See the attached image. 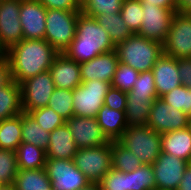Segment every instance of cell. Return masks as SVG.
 I'll use <instances>...</instances> for the list:
<instances>
[{
	"mask_svg": "<svg viewBox=\"0 0 191 190\" xmlns=\"http://www.w3.org/2000/svg\"><path fill=\"white\" fill-rule=\"evenodd\" d=\"M23 112L21 87L13 79L0 88V121L15 117Z\"/></svg>",
	"mask_w": 191,
	"mask_h": 190,
	"instance_id": "obj_24",
	"label": "cell"
},
{
	"mask_svg": "<svg viewBox=\"0 0 191 190\" xmlns=\"http://www.w3.org/2000/svg\"><path fill=\"white\" fill-rule=\"evenodd\" d=\"M77 150L73 135L65 123L51 132L46 159L73 160Z\"/></svg>",
	"mask_w": 191,
	"mask_h": 190,
	"instance_id": "obj_20",
	"label": "cell"
},
{
	"mask_svg": "<svg viewBox=\"0 0 191 190\" xmlns=\"http://www.w3.org/2000/svg\"><path fill=\"white\" fill-rule=\"evenodd\" d=\"M177 190H191V163L186 167Z\"/></svg>",
	"mask_w": 191,
	"mask_h": 190,
	"instance_id": "obj_45",
	"label": "cell"
},
{
	"mask_svg": "<svg viewBox=\"0 0 191 190\" xmlns=\"http://www.w3.org/2000/svg\"><path fill=\"white\" fill-rule=\"evenodd\" d=\"M126 101L127 93L111 86L105 96L104 105L114 110L125 111Z\"/></svg>",
	"mask_w": 191,
	"mask_h": 190,
	"instance_id": "obj_41",
	"label": "cell"
},
{
	"mask_svg": "<svg viewBox=\"0 0 191 190\" xmlns=\"http://www.w3.org/2000/svg\"><path fill=\"white\" fill-rule=\"evenodd\" d=\"M158 96L127 95L125 118L127 127L147 125L150 111Z\"/></svg>",
	"mask_w": 191,
	"mask_h": 190,
	"instance_id": "obj_23",
	"label": "cell"
},
{
	"mask_svg": "<svg viewBox=\"0 0 191 190\" xmlns=\"http://www.w3.org/2000/svg\"><path fill=\"white\" fill-rule=\"evenodd\" d=\"M21 143V114L0 121V149L16 151Z\"/></svg>",
	"mask_w": 191,
	"mask_h": 190,
	"instance_id": "obj_28",
	"label": "cell"
},
{
	"mask_svg": "<svg viewBox=\"0 0 191 190\" xmlns=\"http://www.w3.org/2000/svg\"><path fill=\"white\" fill-rule=\"evenodd\" d=\"M189 162L163 152L152 164L155 190H177Z\"/></svg>",
	"mask_w": 191,
	"mask_h": 190,
	"instance_id": "obj_14",
	"label": "cell"
},
{
	"mask_svg": "<svg viewBox=\"0 0 191 190\" xmlns=\"http://www.w3.org/2000/svg\"><path fill=\"white\" fill-rule=\"evenodd\" d=\"M127 190H155L152 165H142L132 172H126Z\"/></svg>",
	"mask_w": 191,
	"mask_h": 190,
	"instance_id": "obj_31",
	"label": "cell"
},
{
	"mask_svg": "<svg viewBox=\"0 0 191 190\" xmlns=\"http://www.w3.org/2000/svg\"><path fill=\"white\" fill-rule=\"evenodd\" d=\"M162 99L167 104L175 107L178 110L183 111L189 117H191V89L184 85H180L169 93L165 94Z\"/></svg>",
	"mask_w": 191,
	"mask_h": 190,
	"instance_id": "obj_38",
	"label": "cell"
},
{
	"mask_svg": "<svg viewBox=\"0 0 191 190\" xmlns=\"http://www.w3.org/2000/svg\"><path fill=\"white\" fill-rule=\"evenodd\" d=\"M18 170H38L45 168L46 151L29 143H21L17 150Z\"/></svg>",
	"mask_w": 191,
	"mask_h": 190,
	"instance_id": "obj_25",
	"label": "cell"
},
{
	"mask_svg": "<svg viewBox=\"0 0 191 190\" xmlns=\"http://www.w3.org/2000/svg\"><path fill=\"white\" fill-rule=\"evenodd\" d=\"M97 121L109 141H117L127 129L125 111L114 110L106 105L99 110Z\"/></svg>",
	"mask_w": 191,
	"mask_h": 190,
	"instance_id": "obj_22",
	"label": "cell"
},
{
	"mask_svg": "<svg viewBox=\"0 0 191 190\" xmlns=\"http://www.w3.org/2000/svg\"><path fill=\"white\" fill-rule=\"evenodd\" d=\"M78 149L92 148L110 141L98 124L97 118L72 116L66 120Z\"/></svg>",
	"mask_w": 191,
	"mask_h": 190,
	"instance_id": "obj_16",
	"label": "cell"
},
{
	"mask_svg": "<svg viewBox=\"0 0 191 190\" xmlns=\"http://www.w3.org/2000/svg\"><path fill=\"white\" fill-rule=\"evenodd\" d=\"M81 11L47 9L44 39L58 52L63 53L76 35L77 18Z\"/></svg>",
	"mask_w": 191,
	"mask_h": 190,
	"instance_id": "obj_5",
	"label": "cell"
},
{
	"mask_svg": "<svg viewBox=\"0 0 191 190\" xmlns=\"http://www.w3.org/2000/svg\"><path fill=\"white\" fill-rule=\"evenodd\" d=\"M0 190H16L15 184H0Z\"/></svg>",
	"mask_w": 191,
	"mask_h": 190,
	"instance_id": "obj_49",
	"label": "cell"
},
{
	"mask_svg": "<svg viewBox=\"0 0 191 190\" xmlns=\"http://www.w3.org/2000/svg\"><path fill=\"white\" fill-rule=\"evenodd\" d=\"M0 56H5V51L0 47Z\"/></svg>",
	"mask_w": 191,
	"mask_h": 190,
	"instance_id": "obj_50",
	"label": "cell"
},
{
	"mask_svg": "<svg viewBox=\"0 0 191 190\" xmlns=\"http://www.w3.org/2000/svg\"><path fill=\"white\" fill-rule=\"evenodd\" d=\"M20 4L21 0H0V47L5 52L23 39Z\"/></svg>",
	"mask_w": 191,
	"mask_h": 190,
	"instance_id": "obj_13",
	"label": "cell"
},
{
	"mask_svg": "<svg viewBox=\"0 0 191 190\" xmlns=\"http://www.w3.org/2000/svg\"><path fill=\"white\" fill-rule=\"evenodd\" d=\"M156 93L158 98H162L171 90L182 85L181 77L177 69V59L162 54L152 68Z\"/></svg>",
	"mask_w": 191,
	"mask_h": 190,
	"instance_id": "obj_18",
	"label": "cell"
},
{
	"mask_svg": "<svg viewBox=\"0 0 191 190\" xmlns=\"http://www.w3.org/2000/svg\"><path fill=\"white\" fill-rule=\"evenodd\" d=\"M127 95L135 96H157L154 76L152 71L140 72L134 87Z\"/></svg>",
	"mask_w": 191,
	"mask_h": 190,
	"instance_id": "obj_39",
	"label": "cell"
},
{
	"mask_svg": "<svg viewBox=\"0 0 191 190\" xmlns=\"http://www.w3.org/2000/svg\"><path fill=\"white\" fill-rule=\"evenodd\" d=\"M116 50L99 54L95 58L80 63V74L82 82L92 80H103L111 83L118 65Z\"/></svg>",
	"mask_w": 191,
	"mask_h": 190,
	"instance_id": "obj_17",
	"label": "cell"
},
{
	"mask_svg": "<svg viewBox=\"0 0 191 190\" xmlns=\"http://www.w3.org/2000/svg\"><path fill=\"white\" fill-rule=\"evenodd\" d=\"M22 143L47 150L51 132L42 129L29 113H21Z\"/></svg>",
	"mask_w": 191,
	"mask_h": 190,
	"instance_id": "obj_26",
	"label": "cell"
},
{
	"mask_svg": "<svg viewBox=\"0 0 191 190\" xmlns=\"http://www.w3.org/2000/svg\"><path fill=\"white\" fill-rule=\"evenodd\" d=\"M58 54L45 39H22L5 52V58L10 65L11 78L20 84L49 71Z\"/></svg>",
	"mask_w": 191,
	"mask_h": 190,
	"instance_id": "obj_1",
	"label": "cell"
},
{
	"mask_svg": "<svg viewBox=\"0 0 191 190\" xmlns=\"http://www.w3.org/2000/svg\"><path fill=\"white\" fill-rule=\"evenodd\" d=\"M19 14L23 39H44L47 8L39 0H21Z\"/></svg>",
	"mask_w": 191,
	"mask_h": 190,
	"instance_id": "obj_15",
	"label": "cell"
},
{
	"mask_svg": "<svg viewBox=\"0 0 191 190\" xmlns=\"http://www.w3.org/2000/svg\"><path fill=\"white\" fill-rule=\"evenodd\" d=\"M18 174L16 151L0 149V184H13Z\"/></svg>",
	"mask_w": 191,
	"mask_h": 190,
	"instance_id": "obj_35",
	"label": "cell"
},
{
	"mask_svg": "<svg viewBox=\"0 0 191 190\" xmlns=\"http://www.w3.org/2000/svg\"><path fill=\"white\" fill-rule=\"evenodd\" d=\"M111 83L103 80L82 82L73 90L74 116L97 118Z\"/></svg>",
	"mask_w": 191,
	"mask_h": 190,
	"instance_id": "obj_7",
	"label": "cell"
},
{
	"mask_svg": "<svg viewBox=\"0 0 191 190\" xmlns=\"http://www.w3.org/2000/svg\"><path fill=\"white\" fill-rule=\"evenodd\" d=\"M47 9L80 11L81 0H39Z\"/></svg>",
	"mask_w": 191,
	"mask_h": 190,
	"instance_id": "obj_42",
	"label": "cell"
},
{
	"mask_svg": "<svg viewBox=\"0 0 191 190\" xmlns=\"http://www.w3.org/2000/svg\"><path fill=\"white\" fill-rule=\"evenodd\" d=\"M45 169L53 190H79L90 183L73 160L46 159Z\"/></svg>",
	"mask_w": 191,
	"mask_h": 190,
	"instance_id": "obj_11",
	"label": "cell"
},
{
	"mask_svg": "<svg viewBox=\"0 0 191 190\" xmlns=\"http://www.w3.org/2000/svg\"><path fill=\"white\" fill-rule=\"evenodd\" d=\"M138 75L139 72L129 65L118 62L115 74L111 81V86L128 93L134 87Z\"/></svg>",
	"mask_w": 191,
	"mask_h": 190,
	"instance_id": "obj_37",
	"label": "cell"
},
{
	"mask_svg": "<svg viewBox=\"0 0 191 190\" xmlns=\"http://www.w3.org/2000/svg\"><path fill=\"white\" fill-rule=\"evenodd\" d=\"M99 185L100 190H127L126 173L112 168L103 177Z\"/></svg>",
	"mask_w": 191,
	"mask_h": 190,
	"instance_id": "obj_40",
	"label": "cell"
},
{
	"mask_svg": "<svg viewBox=\"0 0 191 190\" xmlns=\"http://www.w3.org/2000/svg\"><path fill=\"white\" fill-rule=\"evenodd\" d=\"M73 162L90 183L99 184L112 169L111 141L92 148L78 149Z\"/></svg>",
	"mask_w": 191,
	"mask_h": 190,
	"instance_id": "obj_6",
	"label": "cell"
},
{
	"mask_svg": "<svg viewBox=\"0 0 191 190\" xmlns=\"http://www.w3.org/2000/svg\"><path fill=\"white\" fill-rule=\"evenodd\" d=\"M131 151L143 165H152L162 152L161 134L148 125L130 126L117 140Z\"/></svg>",
	"mask_w": 191,
	"mask_h": 190,
	"instance_id": "obj_4",
	"label": "cell"
},
{
	"mask_svg": "<svg viewBox=\"0 0 191 190\" xmlns=\"http://www.w3.org/2000/svg\"><path fill=\"white\" fill-rule=\"evenodd\" d=\"M79 190H100V185L97 183H89L86 187Z\"/></svg>",
	"mask_w": 191,
	"mask_h": 190,
	"instance_id": "obj_48",
	"label": "cell"
},
{
	"mask_svg": "<svg viewBox=\"0 0 191 190\" xmlns=\"http://www.w3.org/2000/svg\"><path fill=\"white\" fill-rule=\"evenodd\" d=\"M55 88L74 90L81 83L80 63L59 53L49 69Z\"/></svg>",
	"mask_w": 191,
	"mask_h": 190,
	"instance_id": "obj_19",
	"label": "cell"
},
{
	"mask_svg": "<svg viewBox=\"0 0 191 190\" xmlns=\"http://www.w3.org/2000/svg\"><path fill=\"white\" fill-rule=\"evenodd\" d=\"M95 19L108 32L115 46L133 34L123 21L120 13H112L109 16L102 14L96 16Z\"/></svg>",
	"mask_w": 191,
	"mask_h": 190,
	"instance_id": "obj_29",
	"label": "cell"
},
{
	"mask_svg": "<svg viewBox=\"0 0 191 190\" xmlns=\"http://www.w3.org/2000/svg\"><path fill=\"white\" fill-rule=\"evenodd\" d=\"M112 50H115V45L108 32L95 18L81 12L77 18L75 38L63 53L71 60L84 63Z\"/></svg>",
	"mask_w": 191,
	"mask_h": 190,
	"instance_id": "obj_2",
	"label": "cell"
},
{
	"mask_svg": "<svg viewBox=\"0 0 191 190\" xmlns=\"http://www.w3.org/2000/svg\"><path fill=\"white\" fill-rule=\"evenodd\" d=\"M177 69L182 85L191 89V58L177 59Z\"/></svg>",
	"mask_w": 191,
	"mask_h": 190,
	"instance_id": "obj_43",
	"label": "cell"
},
{
	"mask_svg": "<svg viewBox=\"0 0 191 190\" xmlns=\"http://www.w3.org/2000/svg\"><path fill=\"white\" fill-rule=\"evenodd\" d=\"M176 8H162L142 2V26L138 35L163 43L168 35Z\"/></svg>",
	"mask_w": 191,
	"mask_h": 190,
	"instance_id": "obj_9",
	"label": "cell"
},
{
	"mask_svg": "<svg viewBox=\"0 0 191 190\" xmlns=\"http://www.w3.org/2000/svg\"><path fill=\"white\" fill-rule=\"evenodd\" d=\"M123 0H81L80 11L89 17L95 18L98 15L120 13Z\"/></svg>",
	"mask_w": 191,
	"mask_h": 190,
	"instance_id": "obj_32",
	"label": "cell"
},
{
	"mask_svg": "<svg viewBox=\"0 0 191 190\" xmlns=\"http://www.w3.org/2000/svg\"><path fill=\"white\" fill-rule=\"evenodd\" d=\"M16 190H53L45 168L38 170H18Z\"/></svg>",
	"mask_w": 191,
	"mask_h": 190,
	"instance_id": "obj_27",
	"label": "cell"
},
{
	"mask_svg": "<svg viewBox=\"0 0 191 190\" xmlns=\"http://www.w3.org/2000/svg\"><path fill=\"white\" fill-rule=\"evenodd\" d=\"M162 152L191 163V127L161 134Z\"/></svg>",
	"mask_w": 191,
	"mask_h": 190,
	"instance_id": "obj_21",
	"label": "cell"
},
{
	"mask_svg": "<svg viewBox=\"0 0 191 190\" xmlns=\"http://www.w3.org/2000/svg\"><path fill=\"white\" fill-rule=\"evenodd\" d=\"M176 12L191 14V0H177Z\"/></svg>",
	"mask_w": 191,
	"mask_h": 190,
	"instance_id": "obj_47",
	"label": "cell"
},
{
	"mask_svg": "<svg viewBox=\"0 0 191 190\" xmlns=\"http://www.w3.org/2000/svg\"><path fill=\"white\" fill-rule=\"evenodd\" d=\"M112 168L120 172H132L143 164L131 151L118 141H111Z\"/></svg>",
	"mask_w": 191,
	"mask_h": 190,
	"instance_id": "obj_30",
	"label": "cell"
},
{
	"mask_svg": "<svg viewBox=\"0 0 191 190\" xmlns=\"http://www.w3.org/2000/svg\"><path fill=\"white\" fill-rule=\"evenodd\" d=\"M29 114L42 129L48 132H52L66 123L62 116L48 106L32 110Z\"/></svg>",
	"mask_w": 191,
	"mask_h": 190,
	"instance_id": "obj_36",
	"label": "cell"
},
{
	"mask_svg": "<svg viewBox=\"0 0 191 190\" xmlns=\"http://www.w3.org/2000/svg\"><path fill=\"white\" fill-rule=\"evenodd\" d=\"M120 14L130 31L133 34L138 33L142 26V2L140 0H123Z\"/></svg>",
	"mask_w": 191,
	"mask_h": 190,
	"instance_id": "obj_34",
	"label": "cell"
},
{
	"mask_svg": "<svg viewBox=\"0 0 191 190\" xmlns=\"http://www.w3.org/2000/svg\"><path fill=\"white\" fill-rule=\"evenodd\" d=\"M11 80L12 78L9 62L5 57H3L0 60V88L6 86Z\"/></svg>",
	"mask_w": 191,
	"mask_h": 190,
	"instance_id": "obj_44",
	"label": "cell"
},
{
	"mask_svg": "<svg viewBox=\"0 0 191 190\" xmlns=\"http://www.w3.org/2000/svg\"><path fill=\"white\" fill-rule=\"evenodd\" d=\"M162 47L164 54L175 59L191 58V14H174Z\"/></svg>",
	"mask_w": 191,
	"mask_h": 190,
	"instance_id": "obj_8",
	"label": "cell"
},
{
	"mask_svg": "<svg viewBox=\"0 0 191 190\" xmlns=\"http://www.w3.org/2000/svg\"><path fill=\"white\" fill-rule=\"evenodd\" d=\"M20 87L24 113L46 107L50 96L55 90V85L49 71L26 79L20 83Z\"/></svg>",
	"mask_w": 191,
	"mask_h": 190,
	"instance_id": "obj_10",
	"label": "cell"
},
{
	"mask_svg": "<svg viewBox=\"0 0 191 190\" xmlns=\"http://www.w3.org/2000/svg\"><path fill=\"white\" fill-rule=\"evenodd\" d=\"M162 8H176L177 0H140Z\"/></svg>",
	"mask_w": 191,
	"mask_h": 190,
	"instance_id": "obj_46",
	"label": "cell"
},
{
	"mask_svg": "<svg viewBox=\"0 0 191 190\" xmlns=\"http://www.w3.org/2000/svg\"><path fill=\"white\" fill-rule=\"evenodd\" d=\"M118 60L136 71L152 70L156 61L163 54L162 43L146 39L137 33L115 46Z\"/></svg>",
	"mask_w": 191,
	"mask_h": 190,
	"instance_id": "obj_3",
	"label": "cell"
},
{
	"mask_svg": "<svg viewBox=\"0 0 191 190\" xmlns=\"http://www.w3.org/2000/svg\"><path fill=\"white\" fill-rule=\"evenodd\" d=\"M48 107L52 108L65 120L74 116L73 110V90L55 88L49 98Z\"/></svg>",
	"mask_w": 191,
	"mask_h": 190,
	"instance_id": "obj_33",
	"label": "cell"
},
{
	"mask_svg": "<svg viewBox=\"0 0 191 190\" xmlns=\"http://www.w3.org/2000/svg\"><path fill=\"white\" fill-rule=\"evenodd\" d=\"M190 123L191 117L167 104L162 98H157L153 102L147 125L163 134L189 127Z\"/></svg>",
	"mask_w": 191,
	"mask_h": 190,
	"instance_id": "obj_12",
	"label": "cell"
}]
</instances>
